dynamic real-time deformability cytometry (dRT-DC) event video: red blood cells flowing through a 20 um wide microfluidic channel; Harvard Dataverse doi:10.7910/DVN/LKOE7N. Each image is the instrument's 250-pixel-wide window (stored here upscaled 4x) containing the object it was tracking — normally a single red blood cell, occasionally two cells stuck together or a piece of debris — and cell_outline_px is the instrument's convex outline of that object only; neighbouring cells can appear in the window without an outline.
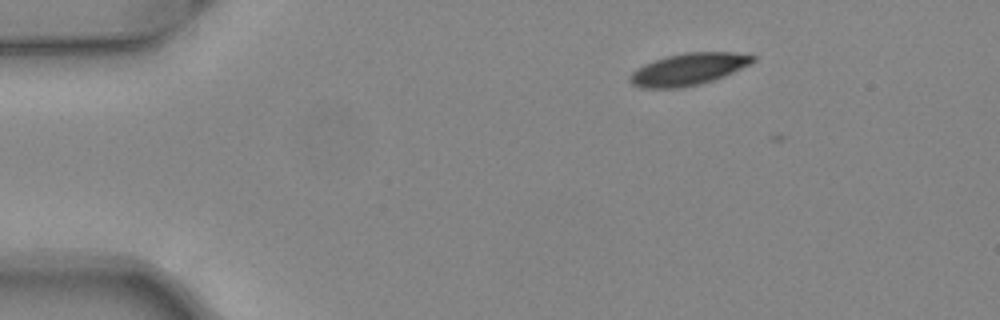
{"species": "common noctule bat (a hibernating species)", "species_latin": "Nyctalus noctula", "temperature_condition": "warm", "stored_images_in_passage": 4, "camera_frame_rate_fps": 3000, "um_per_image_px": 0.085, "animal": {"sex": "female", "body_mass_g": 24.6, "forearm_length_mm": 56.2}, "frame": {"image": 1, "passage_image": 1, "time_ms": 0.0, "image_size_px": [1000, 320], "cell_outline_px": [[756, 60], [752, 64], [724, 76], [700, 84], [680, 88], [640, 88], [632, 84], [628, 80], [628, 76], [636, 68], [644, 64], [668, 56], [684, 52], [736, 52], [756, 56]], "centroid_in_image_um": [58.52, 5.88], "position_along_channel_um": 26.5, "area_um2": 23.06}}